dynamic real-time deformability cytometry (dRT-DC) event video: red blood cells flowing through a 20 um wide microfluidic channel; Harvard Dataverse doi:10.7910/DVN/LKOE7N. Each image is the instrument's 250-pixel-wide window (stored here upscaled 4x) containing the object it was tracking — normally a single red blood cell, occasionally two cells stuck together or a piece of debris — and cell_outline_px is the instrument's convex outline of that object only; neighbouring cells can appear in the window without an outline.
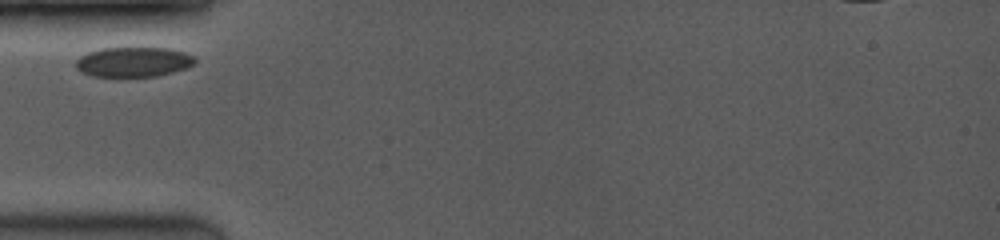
{"species": "common noctule bat (a hibernating species)", "species_latin": "Nyctalus noctula", "temperature_condition": "room temperature", "stored_images_in_passage": 22, "camera_frame_rate_fps": 3500, "um_per_image_px": 0.085, "animal": {"sex": "female", "body_mass_g": 19.0, "forearm_length_mm": 53.3}, "frame": {"image": 1, "passage_image": 1, "time_ms": 0.0, "image_size_px": [1000, 240], "cell_outline_px": [[196, 64], [172, 72], [156, 76], [120, 80], [92, 76], [80, 72], [76, 68], [76, 60], [80, 56], [88, 52], [100, 48], [168, 48], [184, 52], [192, 56], [196, 60]], "centroid_in_image_um": [11.28, 5.32], "position_along_channel_um": 73.7, "area_um2": 21.56}}
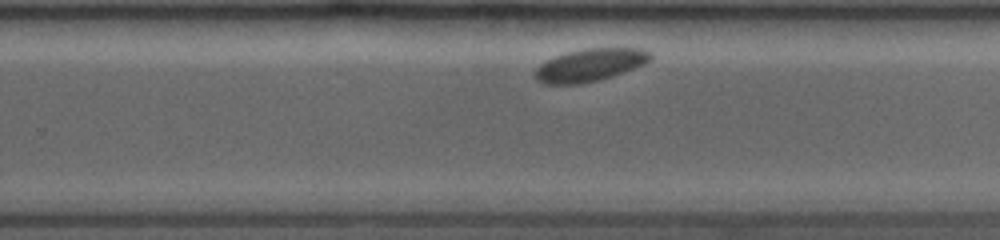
{"frame": {"image": 2, "passage_image": 15, "time_ms": 5.714, "image_size_px": [1000, 240], "cell_outline_px": [[652, 60], [644, 64], [612, 76], [600, 80], [580, 84], [544, 84], [536, 80], [532, 76], [532, 72], [544, 60], [568, 52], [584, 48], [644, 48], [652, 52]], "centroid_in_image_um": [50.12, 5.53], "position_along_channel_um": 279.7, "area_um2": 22.31}}
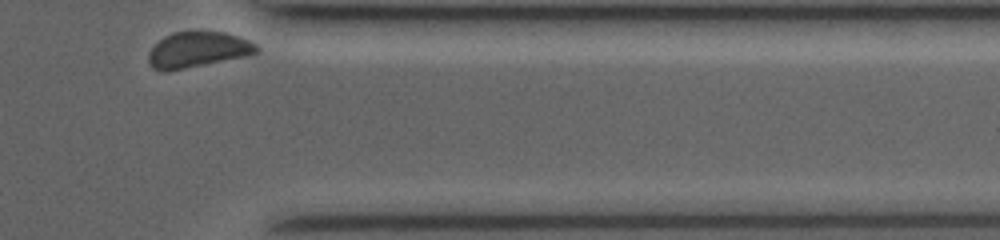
{"frame": {"image": 3, "passage_image": 22, "time_ms": 8.857, "image_size_px": [1000, 240], "cell_outline_px": [[260, 52], [248, 56], [184, 68], [152, 68], [148, 60], [148, 52], [164, 36], [172, 32], [224, 32], [240, 36], [256, 44], [260, 48]], "centroid_in_image_um": [16.89, 4.19], "position_along_channel_um": 394.5, "area_um2": 21.96}}